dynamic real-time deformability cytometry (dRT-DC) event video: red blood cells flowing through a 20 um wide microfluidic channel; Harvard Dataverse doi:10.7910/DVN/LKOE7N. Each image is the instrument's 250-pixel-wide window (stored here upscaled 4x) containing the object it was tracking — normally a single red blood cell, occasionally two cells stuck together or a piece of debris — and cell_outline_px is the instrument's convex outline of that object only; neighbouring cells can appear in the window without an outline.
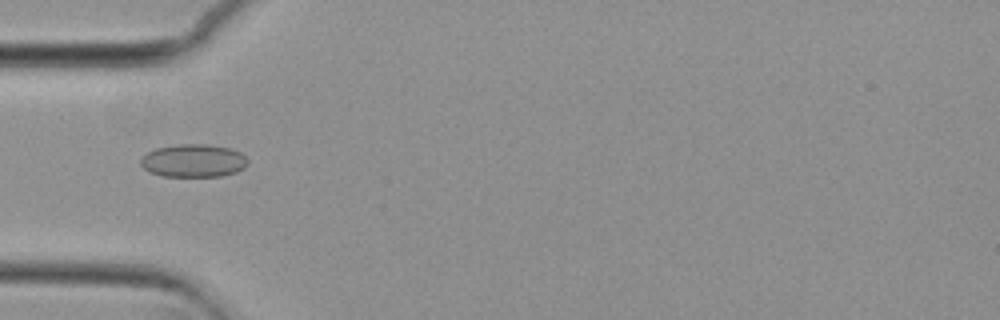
{"species": "common noctule bat (a hibernating species)", "species_latin": "Nyctalus noctula", "temperature_condition": "cold", "stored_images_in_passage": 47, "camera_frame_rate_fps": 3000, "um_per_image_px": 0.085, "animal": {"sex": "female", "body_mass_g": 29.2, "forearm_length_mm": 56.3}, "frame": {"image": 1, "passage_image": 10, "time_ms": 3.0, "image_size_px": [1000, 320], "cell_outline_px": [[248, 164], [244, 168], [236, 172], [220, 176], [160, 176], [148, 172], [140, 164], [140, 160], [148, 152], [156, 148], [180, 144], [208, 144], [232, 148], [240, 152], [248, 160]], "centroid_in_image_um": [16.45, 13.66], "position_along_channel_um": 68.5, "area_um2": 20.69}}
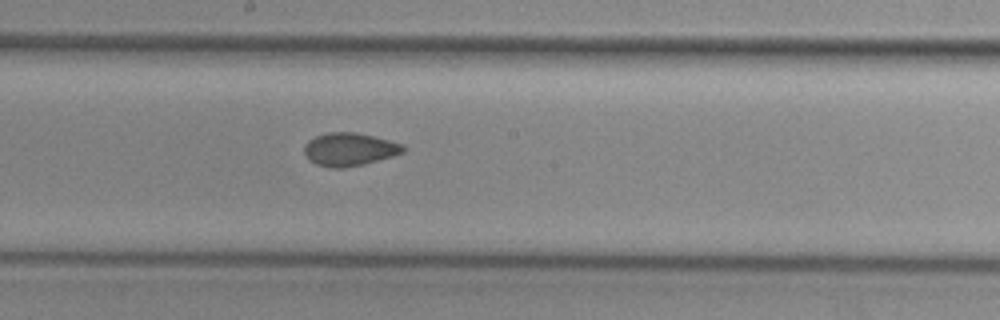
{"frame": {"image": 2, "passage_image": 22, "time_ms": 7.0, "image_size_px": [1000, 320], "cell_outline_px": [[404, 152], [392, 156], [364, 164], [344, 168], [332, 168], [316, 164], [304, 152], [304, 144], [308, 140], [316, 136], [328, 132], [356, 132], [404, 144]], "centroid_in_image_um": [29.7, 12.69], "position_along_channel_um": 218.5, "area_um2": 18.9}}
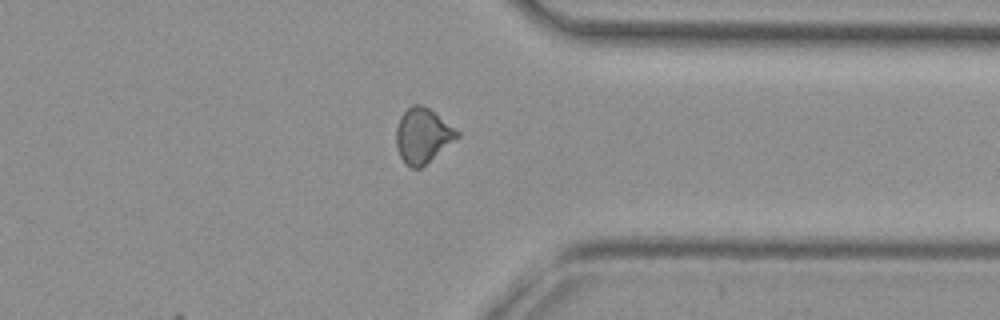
{"frame": {"image": 3, "passage_image": 35, "time_ms": 11.333, "image_size_px": [1000, 320], "cell_outline_px": [[460, 136], [420, 168], [412, 168], [400, 156], [396, 144], [396, 128], [400, 116], [412, 104], [420, 104], [428, 108], [460, 132]], "centroid_in_image_um": [35.92, 11.51], "position_along_channel_um": 375.5, "area_um2": 19.07}, "authors_computed_cell_mechanics": {"area_um2": 19.0162, "velocity_mm_per_s": 3.735, "shape_relaxation_time_tau1_ms": null, "shape_relaxation_time_tau2_ms": 1.85, "deformation_change_tau1": null, "deformation_change_tau2": 0.0475}}